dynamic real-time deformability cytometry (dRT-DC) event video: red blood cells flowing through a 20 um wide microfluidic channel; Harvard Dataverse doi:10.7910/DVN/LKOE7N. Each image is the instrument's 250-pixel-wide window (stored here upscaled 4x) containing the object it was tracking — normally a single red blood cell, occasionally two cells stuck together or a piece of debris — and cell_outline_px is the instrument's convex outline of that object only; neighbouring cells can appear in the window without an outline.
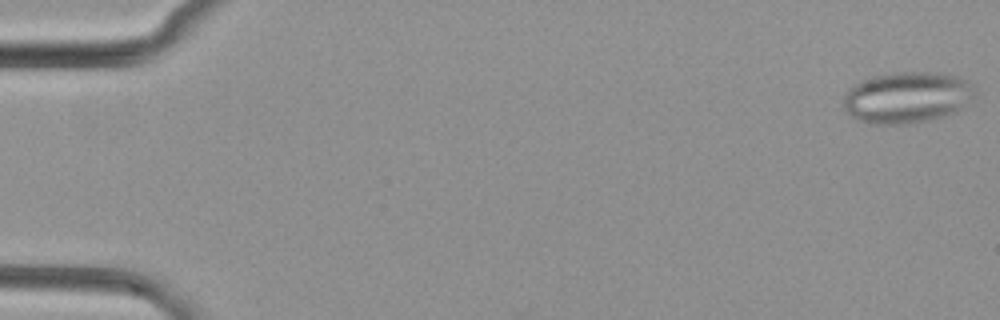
{"species": "common noctule bat (a hibernating species)", "species_latin": "Nyctalus noctula", "temperature_condition": "cold", "stored_images_in_passage": 19, "camera_frame_rate_fps": 3000, "um_per_image_px": 0.085, "animal": {"sex": "female", "body_mass_g": 29.2, "forearm_length_mm": 56.3}, "frame": {"image": 1, "passage_image": 1, "time_ms": 0.0, "image_size_px": [1000, 320], "cell_outline_px": [[976, 92], [956, 112], [944, 116], [912, 124], [868, 124], [852, 116], [840, 104], [848, 88], [872, 76], [896, 72], [944, 72], [960, 76], [968, 80], [972, 84]], "centroid_in_image_um": [77.09, 8.27], "position_along_channel_um": 7.9, "area_um2": 39.65}}